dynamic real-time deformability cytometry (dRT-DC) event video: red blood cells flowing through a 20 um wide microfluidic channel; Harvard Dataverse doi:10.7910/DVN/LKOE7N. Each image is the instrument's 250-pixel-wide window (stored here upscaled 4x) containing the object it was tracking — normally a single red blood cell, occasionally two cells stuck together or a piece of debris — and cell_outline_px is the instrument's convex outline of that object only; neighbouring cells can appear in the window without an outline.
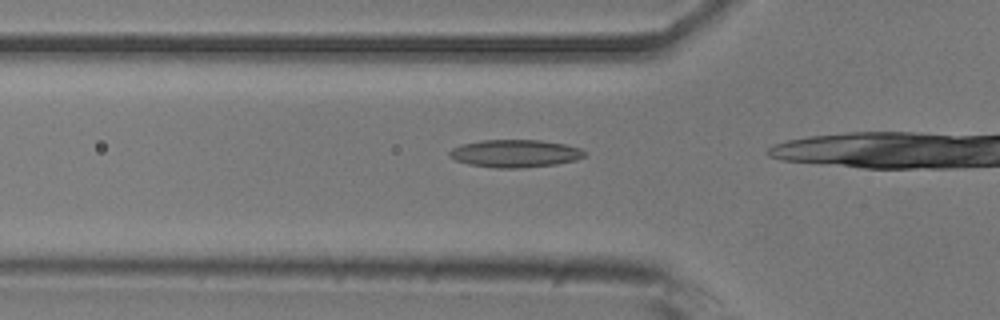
{"species": "common noctule bat (a hibernating species)", "species_latin": "Nyctalus noctula", "temperature_condition": "room temperature", "stored_images_in_passage": 12, "camera_frame_rate_fps": 3000, "um_per_image_px": 0.085, "animal": {"sex": "male", "body_mass_g": 20.5, "forearm_length_mm": 52.5}, "frame": {"image": 1, "passage_image": 11, "time_ms": 3.333, "image_size_px": [1000, 320], "cell_outline_px": [[584, 156], [576, 160], [556, 164], [520, 168], [496, 168], [468, 164], [456, 160], [448, 156], [448, 152], [452, 148], [460, 144], [480, 140], [540, 140], [564, 144], [580, 148], [584, 152]], "centroid_in_image_um": [43.73, 13.04], "position_along_channel_um": 82.1, "area_um2": 21.79}}